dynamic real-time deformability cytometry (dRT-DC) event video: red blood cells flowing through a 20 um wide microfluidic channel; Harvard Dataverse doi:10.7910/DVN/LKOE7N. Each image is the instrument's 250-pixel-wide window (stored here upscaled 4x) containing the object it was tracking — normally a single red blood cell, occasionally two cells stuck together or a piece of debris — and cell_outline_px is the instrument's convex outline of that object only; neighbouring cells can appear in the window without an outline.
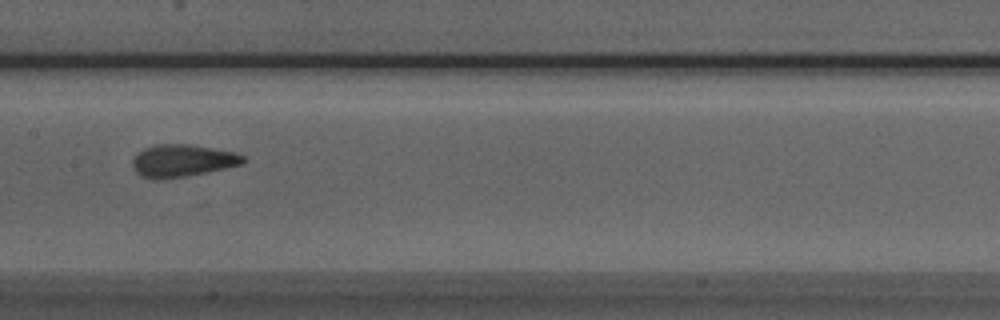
{"species": "Egyptian fruit bat (a non-hibernating species)", "species_latin": "Rousettus aegyptiacus", "temperature_condition": "room temperature", "stored_images_in_passage": 7, "camera_frame_rate_fps": 3000, "um_per_image_px": 0.085, "animal": {"sex": "male"}, "frame": {"image": 1, "passage_image": 5, "time_ms": 1.333, "image_size_px": [1000, 320], "cell_outline_px": [[248, 160], [244, 164], [188, 176], [164, 180], [152, 180], [140, 176], [132, 168], [132, 160], [144, 148], [156, 144], [188, 144], [236, 152], [244, 156]], "centroid_in_image_um": [15.51, 13.68], "position_along_channel_um": 191.9, "area_um2": 21.21}}
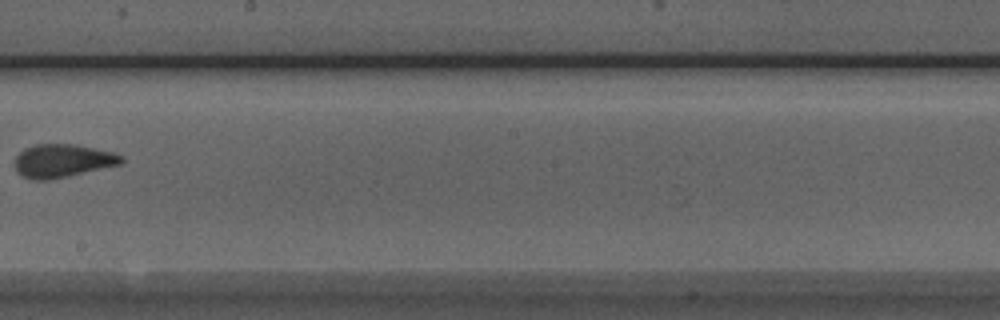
{"frame": {"image": 2, "passage_image": 6, "time_ms": 1.667, "image_size_px": [1000, 320], "cell_outline_px": [[124, 160], [120, 164], [68, 176], [48, 180], [32, 180], [16, 172], [16, 156], [24, 148], [36, 144], [76, 144], [112, 152], [124, 156]], "centroid_in_image_um": [5.31, 13.66], "position_along_channel_um": 242.9, "area_um2": 20.52}}
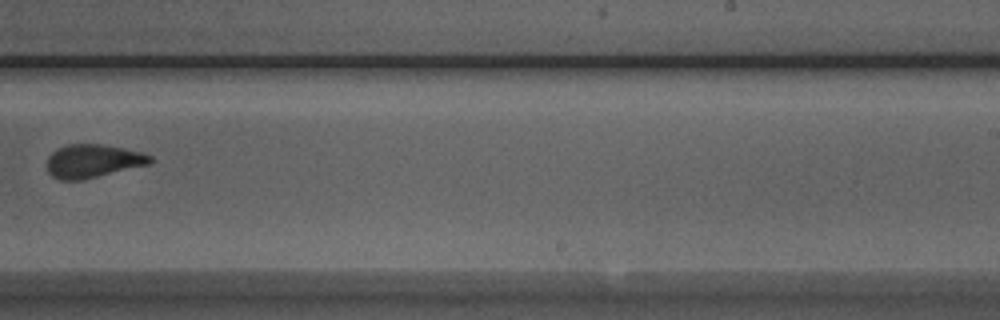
{"frame": {"image": 3, "passage_image": 7, "time_ms": 2.0, "image_size_px": [1000, 320], "cell_outline_px": [[152, 160], [148, 164], [84, 180], [60, 180], [52, 176], [48, 172], [48, 156], [56, 148], [68, 144], [100, 144], [124, 148], [140, 152], [152, 156]], "centroid_in_image_um": [7.86, 13.69], "position_along_channel_um": 281.1, "area_um2": 20.0}}